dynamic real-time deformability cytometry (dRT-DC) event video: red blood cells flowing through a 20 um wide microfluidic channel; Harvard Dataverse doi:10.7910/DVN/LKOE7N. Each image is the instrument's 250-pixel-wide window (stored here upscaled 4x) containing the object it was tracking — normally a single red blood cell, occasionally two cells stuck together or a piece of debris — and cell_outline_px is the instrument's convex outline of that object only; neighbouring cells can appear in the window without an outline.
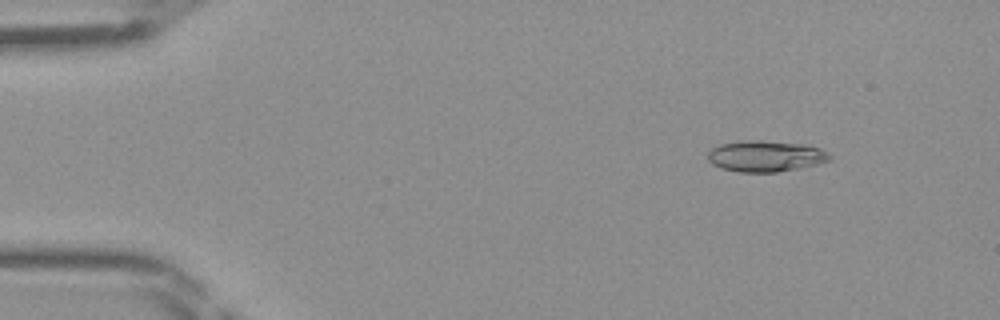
{"species": "Egyptian fruit bat (a non-hibernating species)", "species_latin": "Rousettus aegyptiacus", "temperature_condition": "room temperature", "stored_images_in_passage": 46, "camera_frame_rate_fps": 3000, "um_per_image_px": 0.085, "frame": {"image": 1, "passage_image": 6, "time_ms": 1.667, "image_size_px": [1000, 320], "cell_outline_px": [[832, 160], [800, 168], [776, 172], [740, 172], [724, 168], [712, 164], [708, 160], [708, 152], [712, 148], [720, 144], [740, 140], [760, 140], [804, 144], [820, 148], [828, 152], [832, 156]], "centroid_in_image_um": [65.1, 13.26], "position_along_channel_um": 19.9, "area_um2": 22.2}}
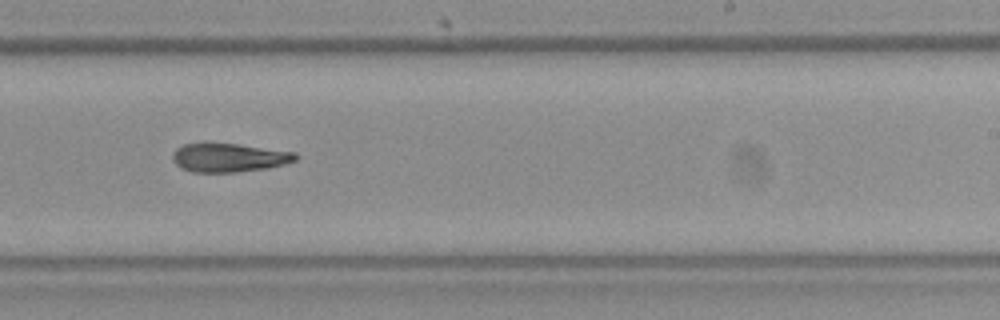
{"frame": {"image": 2, "passage_image": 29, "time_ms": 9.333, "image_size_px": [1000, 320], "cell_outline_px": [[300, 156], [296, 160], [284, 164], [268, 168], [236, 172], [192, 172], [180, 168], [172, 160], [172, 152], [176, 148], [184, 144], [204, 140], [236, 144], [296, 152]], "centroid_in_image_um": [19.4, 13.36], "position_along_channel_um": 269.6, "area_um2": 21.27}}
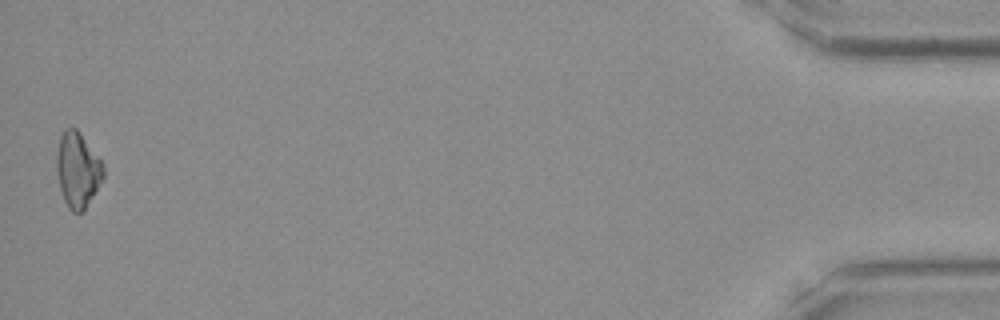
{"frame": {"image": 3, "passage_image": 46, "time_ms": 15.0, "image_size_px": [1000, 320], "cell_outline_px": [[104, 176], [84, 208], [80, 212], [72, 212], [68, 208], [64, 200], [60, 188], [56, 172], [56, 156], [60, 136], [64, 128], [76, 128], [80, 132], [104, 164]], "centroid_in_image_um": [6.58, 14.39], "position_along_channel_um": 428.6, "area_um2": 20.29}}